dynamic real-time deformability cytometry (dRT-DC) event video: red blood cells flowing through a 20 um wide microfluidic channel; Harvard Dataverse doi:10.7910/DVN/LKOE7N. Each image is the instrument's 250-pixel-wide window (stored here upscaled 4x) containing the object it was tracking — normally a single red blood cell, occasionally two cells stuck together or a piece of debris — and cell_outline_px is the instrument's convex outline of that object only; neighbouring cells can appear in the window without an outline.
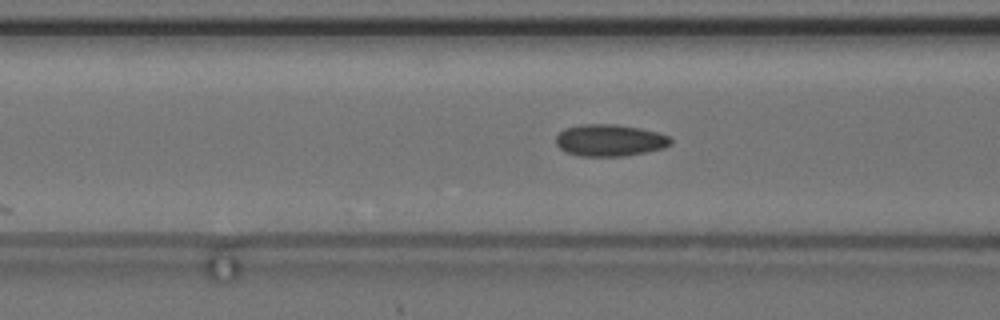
{"species": "common noctule bat (a hibernating species)", "species_latin": "Nyctalus noctula", "temperature_condition": "cold", "stored_images_in_passage": 20, "camera_frame_rate_fps": 3000, "um_per_image_px": 0.085, "animal": {"sex": "female", "body_mass_g": 24.6, "forearm_length_mm": 56.2}, "frame": {"image": 1, "passage_image": 11, "time_ms": 3.333, "image_size_px": [1000, 320], "cell_outline_px": [[672, 144], [664, 148], [624, 156], [580, 156], [564, 152], [556, 144], [556, 136], [564, 128], [580, 124], [616, 124], [640, 128], [656, 132], [668, 136], [672, 140]], "centroid_in_image_um": [51.8, 11.92], "position_along_channel_um": 114.8, "area_um2": 21.39}}
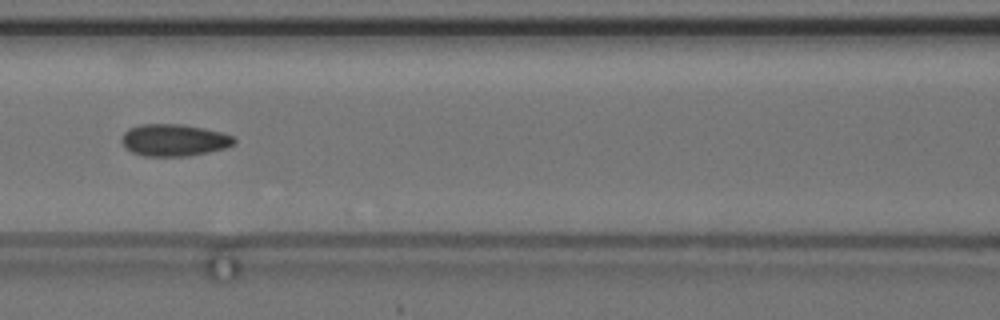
{"frame": {"image": 2, "passage_image": 14, "time_ms": 4.333, "image_size_px": [1000, 320], "cell_outline_px": [[236, 140], [232, 144], [224, 148], [208, 152], [188, 156], [144, 156], [132, 152], [124, 148], [120, 140], [124, 132], [128, 128], [140, 124], [184, 124], [224, 132], [232, 136]], "centroid_in_image_um": [14.75, 11.9], "position_along_channel_um": 151.8, "area_um2": 21.15}}